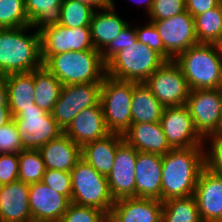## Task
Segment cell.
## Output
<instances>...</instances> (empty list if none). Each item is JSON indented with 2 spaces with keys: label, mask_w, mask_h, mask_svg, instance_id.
Wrapping results in <instances>:
<instances>
[{
  "label": "cell",
  "mask_w": 222,
  "mask_h": 222,
  "mask_svg": "<svg viewBox=\"0 0 222 222\" xmlns=\"http://www.w3.org/2000/svg\"><path fill=\"white\" fill-rule=\"evenodd\" d=\"M41 182L52 188L57 193L66 195L71 200L72 181L70 172L46 170Z\"/></svg>",
  "instance_id": "38"
},
{
  "label": "cell",
  "mask_w": 222,
  "mask_h": 222,
  "mask_svg": "<svg viewBox=\"0 0 222 222\" xmlns=\"http://www.w3.org/2000/svg\"><path fill=\"white\" fill-rule=\"evenodd\" d=\"M12 119L18 129L23 149L38 150L63 133L52 113L46 112L36 104L19 112Z\"/></svg>",
  "instance_id": "8"
},
{
  "label": "cell",
  "mask_w": 222,
  "mask_h": 222,
  "mask_svg": "<svg viewBox=\"0 0 222 222\" xmlns=\"http://www.w3.org/2000/svg\"><path fill=\"white\" fill-rule=\"evenodd\" d=\"M108 216L100 209L70 203L59 222H107Z\"/></svg>",
  "instance_id": "35"
},
{
  "label": "cell",
  "mask_w": 222,
  "mask_h": 222,
  "mask_svg": "<svg viewBox=\"0 0 222 222\" xmlns=\"http://www.w3.org/2000/svg\"><path fill=\"white\" fill-rule=\"evenodd\" d=\"M101 84L85 83L62 86L52 115L63 131L81 110L95 106L100 101Z\"/></svg>",
  "instance_id": "13"
},
{
  "label": "cell",
  "mask_w": 222,
  "mask_h": 222,
  "mask_svg": "<svg viewBox=\"0 0 222 222\" xmlns=\"http://www.w3.org/2000/svg\"><path fill=\"white\" fill-rule=\"evenodd\" d=\"M163 202L157 199L126 197L115 200L107 222H161Z\"/></svg>",
  "instance_id": "19"
},
{
  "label": "cell",
  "mask_w": 222,
  "mask_h": 222,
  "mask_svg": "<svg viewBox=\"0 0 222 222\" xmlns=\"http://www.w3.org/2000/svg\"><path fill=\"white\" fill-rule=\"evenodd\" d=\"M185 11V0H153L148 16L150 20H163Z\"/></svg>",
  "instance_id": "36"
},
{
  "label": "cell",
  "mask_w": 222,
  "mask_h": 222,
  "mask_svg": "<svg viewBox=\"0 0 222 222\" xmlns=\"http://www.w3.org/2000/svg\"><path fill=\"white\" fill-rule=\"evenodd\" d=\"M144 84L165 108L187 103L190 88L174 60L165 61Z\"/></svg>",
  "instance_id": "9"
},
{
  "label": "cell",
  "mask_w": 222,
  "mask_h": 222,
  "mask_svg": "<svg viewBox=\"0 0 222 222\" xmlns=\"http://www.w3.org/2000/svg\"><path fill=\"white\" fill-rule=\"evenodd\" d=\"M205 148L171 149L163 155L162 202L194 195L200 172L205 165Z\"/></svg>",
  "instance_id": "1"
},
{
  "label": "cell",
  "mask_w": 222,
  "mask_h": 222,
  "mask_svg": "<svg viewBox=\"0 0 222 222\" xmlns=\"http://www.w3.org/2000/svg\"><path fill=\"white\" fill-rule=\"evenodd\" d=\"M163 155L137 152L135 168V197L157 199L162 202Z\"/></svg>",
  "instance_id": "20"
},
{
  "label": "cell",
  "mask_w": 222,
  "mask_h": 222,
  "mask_svg": "<svg viewBox=\"0 0 222 222\" xmlns=\"http://www.w3.org/2000/svg\"><path fill=\"white\" fill-rule=\"evenodd\" d=\"M19 157L16 153L0 154V185L18 180Z\"/></svg>",
  "instance_id": "42"
},
{
  "label": "cell",
  "mask_w": 222,
  "mask_h": 222,
  "mask_svg": "<svg viewBox=\"0 0 222 222\" xmlns=\"http://www.w3.org/2000/svg\"><path fill=\"white\" fill-rule=\"evenodd\" d=\"M149 21L161 37L166 61L174 60L189 47L198 44L195 20L187 11L163 20Z\"/></svg>",
  "instance_id": "11"
},
{
  "label": "cell",
  "mask_w": 222,
  "mask_h": 222,
  "mask_svg": "<svg viewBox=\"0 0 222 222\" xmlns=\"http://www.w3.org/2000/svg\"><path fill=\"white\" fill-rule=\"evenodd\" d=\"M220 96H221V114H222V86L219 88Z\"/></svg>",
  "instance_id": "49"
},
{
  "label": "cell",
  "mask_w": 222,
  "mask_h": 222,
  "mask_svg": "<svg viewBox=\"0 0 222 222\" xmlns=\"http://www.w3.org/2000/svg\"><path fill=\"white\" fill-rule=\"evenodd\" d=\"M164 108L144 83L134 82L131 103L132 124L160 122Z\"/></svg>",
  "instance_id": "27"
},
{
  "label": "cell",
  "mask_w": 222,
  "mask_h": 222,
  "mask_svg": "<svg viewBox=\"0 0 222 222\" xmlns=\"http://www.w3.org/2000/svg\"><path fill=\"white\" fill-rule=\"evenodd\" d=\"M12 120L10 111H0V128Z\"/></svg>",
  "instance_id": "46"
},
{
  "label": "cell",
  "mask_w": 222,
  "mask_h": 222,
  "mask_svg": "<svg viewBox=\"0 0 222 222\" xmlns=\"http://www.w3.org/2000/svg\"><path fill=\"white\" fill-rule=\"evenodd\" d=\"M22 150L18 129L12 119L0 128V154H19Z\"/></svg>",
  "instance_id": "39"
},
{
  "label": "cell",
  "mask_w": 222,
  "mask_h": 222,
  "mask_svg": "<svg viewBox=\"0 0 222 222\" xmlns=\"http://www.w3.org/2000/svg\"><path fill=\"white\" fill-rule=\"evenodd\" d=\"M18 157V180L26 184L41 182L46 168L40 151L24 149Z\"/></svg>",
  "instance_id": "32"
},
{
  "label": "cell",
  "mask_w": 222,
  "mask_h": 222,
  "mask_svg": "<svg viewBox=\"0 0 222 222\" xmlns=\"http://www.w3.org/2000/svg\"><path fill=\"white\" fill-rule=\"evenodd\" d=\"M38 150L42 155L46 170L71 172L82 158L81 147L64 133Z\"/></svg>",
  "instance_id": "23"
},
{
  "label": "cell",
  "mask_w": 222,
  "mask_h": 222,
  "mask_svg": "<svg viewBox=\"0 0 222 222\" xmlns=\"http://www.w3.org/2000/svg\"><path fill=\"white\" fill-rule=\"evenodd\" d=\"M174 62L180 67L190 91L222 86V56L217 44L193 45L179 54Z\"/></svg>",
  "instance_id": "3"
},
{
  "label": "cell",
  "mask_w": 222,
  "mask_h": 222,
  "mask_svg": "<svg viewBox=\"0 0 222 222\" xmlns=\"http://www.w3.org/2000/svg\"><path fill=\"white\" fill-rule=\"evenodd\" d=\"M210 141V150L205 151V165L213 173L222 176V133L205 140Z\"/></svg>",
  "instance_id": "40"
},
{
  "label": "cell",
  "mask_w": 222,
  "mask_h": 222,
  "mask_svg": "<svg viewBox=\"0 0 222 222\" xmlns=\"http://www.w3.org/2000/svg\"><path fill=\"white\" fill-rule=\"evenodd\" d=\"M146 26L136 27L137 40L158 52L164 58V46L154 24L149 21Z\"/></svg>",
  "instance_id": "41"
},
{
  "label": "cell",
  "mask_w": 222,
  "mask_h": 222,
  "mask_svg": "<svg viewBox=\"0 0 222 222\" xmlns=\"http://www.w3.org/2000/svg\"><path fill=\"white\" fill-rule=\"evenodd\" d=\"M7 84L8 106L12 118L35 104L33 71L12 73L3 77Z\"/></svg>",
  "instance_id": "26"
},
{
  "label": "cell",
  "mask_w": 222,
  "mask_h": 222,
  "mask_svg": "<svg viewBox=\"0 0 222 222\" xmlns=\"http://www.w3.org/2000/svg\"><path fill=\"white\" fill-rule=\"evenodd\" d=\"M134 82L103 77L100 104L111 133L123 134L132 124L131 103Z\"/></svg>",
  "instance_id": "7"
},
{
  "label": "cell",
  "mask_w": 222,
  "mask_h": 222,
  "mask_svg": "<svg viewBox=\"0 0 222 222\" xmlns=\"http://www.w3.org/2000/svg\"><path fill=\"white\" fill-rule=\"evenodd\" d=\"M29 25L24 0H0V28Z\"/></svg>",
  "instance_id": "34"
},
{
  "label": "cell",
  "mask_w": 222,
  "mask_h": 222,
  "mask_svg": "<svg viewBox=\"0 0 222 222\" xmlns=\"http://www.w3.org/2000/svg\"><path fill=\"white\" fill-rule=\"evenodd\" d=\"M160 124L172 149L205 147L186 105L164 108Z\"/></svg>",
  "instance_id": "14"
},
{
  "label": "cell",
  "mask_w": 222,
  "mask_h": 222,
  "mask_svg": "<svg viewBox=\"0 0 222 222\" xmlns=\"http://www.w3.org/2000/svg\"><path fill=\"white\" fill-rule=\"evenodd\" d=\"M186 106L190 111L196 131L204 140L222 133L219 89L190 91Z\"/></svg>",
  "instance_id": "10"
},
{
  "label": "cell",
  "mask_w": 222,
  "mask_h": 222,
  "mask_svg": "<svg viewBox=\"0 0 222 222\" xmlns=\"http://www.w3.org/2000/svg\"><path fill=\"white\" fill-rule=\"evenodd\" d=\"M63 133L80 147L108 136L111 132L106 126L100 101L81 110Z\"/></svg>",
  "instance_id": "18"
},
{
  "label": "cell",
  "mask_w": 222,
  "mask_h": 222,
  "mask_svg": "<svg viewBox=\"0 0 222 222\" xmlns=\"http://www.w3.org/2000/svg\"><path fill=\"white\" fill-rule=\"evenodd\" d=\"M35 87V104L52 113L55 103L59 99L62 83L44 66L33 70Z\"/></svg>",
  "instance_id": "28"
},
{
  "label": "cell",
  "mask_w": 222,
  "mask_h": 222,
  "mask_svg": "<svg viewBox=\"0 0 222 222\" xmlns=\"http://www.w3.org/2000/svg\"><path fill=\"white\" fill-rule=\"evenodd\" d=\"M124 141L123 135L110 133L105 138L81 147L82 159L103 176H108L114 164L117 147Z\"/></svg>",
  "instance_id": "25"
},
{
  "label": "cell",
  "mask_w": 222,
  "mask_h": 222,
  "mask_svg": "<svg viewBox=\"0 0 222 222\" xmlns=\"http://www.w3.org/2000/svg\"><path fill=\"white\" fill-rule=\"evenodd\" d=\"M165 61L158 52L137 40L106 63V74L119 80L144 83Z\"/></svg>",
  "instance_id": "5"
},
{
  "label": "cell",
  "mask_w": 222,
  "mask_h": 222,
  "mask_svg": "<svg viewBox=\"0 0 222 222\" xmlns=\"http://www.w3.org/2000/svg\"><path fill=\"white\" fill-rule=\"evenodd\" d=\"M186 11L193 17L217 7L222 0H185Z\"/></svg>",
  "instance_id": "43"
},
{
  "label": "cell",
  "mask_w": 222,
  "mask_h": 222,
  "mask_svg": "<svg viewBox=\"0 0 222 222\" xmlns=\"http://www.w3.org/2000/svg\"><path fill=\"white\" fill-rule=\"evenodd\" d=\"M43 65L62 85L102 83L106 75V64L98 50L55 54Z\"/></svg>",
  "instance_id": "4"
},
{
  "label": "cell",
  "mask_w": 222,
  "mask_h": 222,
  "mask_svg": "<svg viewBox=\"0 0 222 222\" xmlns=\"http://www.w3.org/2000/svg\"><path fill=\"white\" fill-rule=\"evenodd\" d=\"M0 111H10L8 106L7 84L3 77H0Z\"/></svg>",
  "instance_id": "44"
},
{
  "label": "cell",
  "mask_w": 222,
  "mask_h": 222,
  "mask_svg": "<svg viewBox=\"0 0 222 222\" xmlns=\"http://www.w3.org/2000/svg\"><path fill=\"white\" fill-rule=\"evenodd\" d=\"M122 135L124 141L138 152L165 155L172 149L160 122L131 124Z\"/></svg>",
  "instance_id": "22"
},
{
  "label": "cell",
  "mask_w": 222,
  "mask_h": 222,
  "mask_svg": "<svg viewBox=\"0 0 222 222\" xmlns=\"http://www.w3.org/2000/svg\"><path fill=\"white\" fill-rule=\"evenodd\" d=\"M29 184L20 180L0 185V222H31Z\"/></svg>",
  "instance_id": "21"
},
{
  "label": "cell",
  "mask_w": 222,
  "mask_h": 222,
  "mask_svg": "<svg viewBox=\"0 0 222 222\" xmlns=\"http://www.w3.org/2000/svg\"><path fill=\"white\" fill-rule=\"evenodd\" d=\"M71 200L43 182L29 184V208L32 221L59 222Z\"/></svg>",
  "instance_id": "16"
},
{
  "label": "cell",
  "mask_w": 222,
  "mask_h": 222,
  "mask_svg": "<svg viewBox=\"0 0 222 222\" xmlns=\"http://www.w3.org/2000/svg\"><path fill=\"white\" fill-rule=\"evenodd\" d=\"M135 2H138V4L139 3H142V2H144L145 3V9H146V13L148 14L149 13V11H150V9H151V7H152V3H153V0H138V1H135Z\"/></svg>",
  "instance_id": "47"
},
{
  "label": "cell",
  "mask_w": 222,
  "mask_h": 222,
  "mask_svg": "<svg viewBox=\"0 0 222 222\" xmlns=\"http://www.w3.org/2000/svg\"><path fill=\"white\" fill-rule=\"evenodd\" d=\"M71 202L102 210L107 216L115 202L106 176L97 172L84 159L71 170Z\"/></svg>",
  "instance_id": "6"
},
{
  "label": "cell",
  "mask_w": 222,
  "mask_h": 222,
  "mask_svg": "<svg viewBox=\"0 0 222 222\" xmlns=\"http://www.w3.org/2000/svg\"><path fill=\"white\" fill-rule=\"evenodd\" d=\"M194 196L203 222H222V176L205 166L200 172Z\"/></svg>",
  "instance_id": "17"
},
{
  "label": "cell",
  "mask_w": 222,
  "mask_h": 222,
  "mask_svg": "<svg viewBox=\"0 0 222 222\" xmlns=\"http://www.w3.org/2000/svg\"><path fill=\"white\" fill-rule=\"evenodd\" d=\"M137 150L123 141L116 150L114 164L107 176L114 200L135 197V168Z\"/></svg>",
  "instance_id": "15"
},
{
  "label": "cell",
  "mask_w": 222,
  "mask_h": 222,
  "mask_svg": "<svg viewBox=\"0 0 222 222\" xmlns=\"http://www.w3.org/2000/svg\"><path fill=\"white\" fill-rule=\"evenodd\" d=\"M217 45L219 47V50H220V53H221V56H222V38H221L220 42Z\"/></svg>",
  "instance_id": "48"
},
{
  "label": "cell",
  "mask_w": 222,
  "mask_h": 222,
  "mask_svg": "<svg viewBox=\"0 0 222 222\" xmlns=\"http://www.w3.org/2000/svg\"><path fill=\"white\" fill-rule=\"evenodd\" d=\"M115 3L109 0V6L101 12L94 11L90 21V32L93 46L102 52L111 41L126 27L127 21L115 12Z\"/></svg>",
  "instance_id": "24"
},
{
  "label": "cell",
  "mask_w": 222,
  "mask_h": 222,
  "mask_svg": "<svg viewBox=\"0 0 222 222\" xmlns=\"http://www.w3.org/2000/svg\"><path fill=\"white\" fill-rule=\"evenodd\" d=\"M161 222H203L194 195L163 202Z\"/></svg>",
  "instance_id": "30"
},
{
  "label": "cell",
  "mask_w": 222,
  "mask_h": 222,
  "mask_svg": "<svg viewBox=\"0 0 222 222\" xmlns=\"http://www.w3.org/2000/svg\"><path fill=\"white\" fill-rule=\"evenodd\" d=\"M198 43L218 44L222 38V2L194 17Z\"/></svg>",
  "instance_id": "31"
},
{
  "label": "cell",
  "mask_w": 222,
  "mask_h": 222,
  "mask_svg": "<svg viewBox=\"0 0 222 222\" xmlns=\"http://www.w3.org/2000/svg\"><path fill=\"white\" fill-rule=\"evenodd\" d=\"M39 33L43 64L55 54L96 50L91 40L90 27L70 28L57 24L46 27Z\"/></svg>",
  "instance_id": "12"
},
{
  "label": "cell",
  "mask_w": 222,
  "mask_h": 222,
  "mask_svg": "<svg viewBox=\"0 0 222 222\" xmlns=\"http://www.w3.org/2000/svg\"><path fill=\"white\" fill-rule=\"evenodd\" d=\"M60 25L70 28L90 27L92 7L77 0H64L61 5Z\"/></svg>",
  "instance_id": "33"
},
{
  "label": "cell",
  "mask_w": 222,
  "mask_h": 222,
  "mask_svg": "<svg viewBox=\"0 0 222 222\" xmlns=\"http://www.w3.org/2000/svg\"><path fill=\"white\" fill-rule=\"evenodd\" d=\"M29 25L37 31L57 25L61 20V5L64 0H24Z\"/></svg>",
  "instance_id": "29"
},
{
  "label": "cell",
  "mask_w": 222,
  "mask_h": 222,
  "mask_svg": "<svg viewBox=\"0 0 222 222\" xmlns=\"http://www.w3.org/2000/svg\"><path fill=\"white\" fill-rule=\"evenodd\" d=\"M77 1L89 5L94 10L95 8H98L101 10L109 6V0H77Z\"/></svg>",
  "instance_id": "45"
},
{
  "label": "cell",
  "mask_w": 222,
  "mask_h": 222,
  "mask_svg": "<svg viewBox=\"0 0 222 222\" xmlns=\"http://www.w3.org/2000/svg\"><path fill=\"white\" fill-rule=\"evenodd\" d=\"M136 41V29L130 27V24L128 23L114 40L101 52L104 63L106 64L115 54L126 49V46L134 44Z\"/></svg>",
  "instance_id": "37"
},
{
  "label": "cell",
  "mask_w": 222,
  "mask_h": 222,
  "mask_svg": "<svg viewBox=\"0 0 222 222\" xmlns=\"http://www.w3.org/2000/svg\"><path fill=\"white\" fill-rule=\"evenodd\" d=\"M30 25L19 28H0V77L12 73L31 72L43 65L40 33Z\"/></svg>",
  "instance_id": "2"
}]
</instances>
